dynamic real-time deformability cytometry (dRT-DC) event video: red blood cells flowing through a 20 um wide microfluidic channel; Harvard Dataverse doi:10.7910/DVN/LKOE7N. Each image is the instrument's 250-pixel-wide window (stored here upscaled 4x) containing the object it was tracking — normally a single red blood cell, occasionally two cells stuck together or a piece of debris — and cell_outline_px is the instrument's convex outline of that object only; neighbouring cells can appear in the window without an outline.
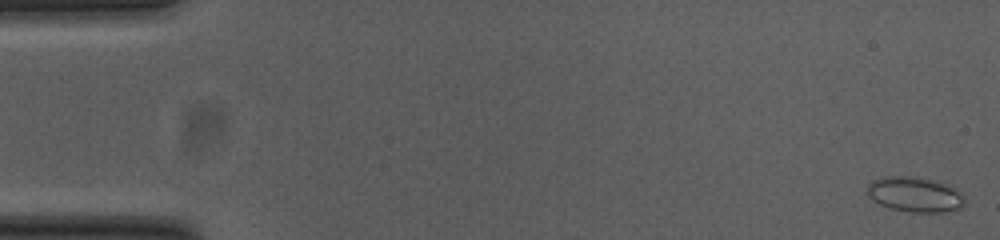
{"species": "common noctule bat (a hibernating species)", "species_latin": "Nyctalus noctula", "temperature_condition": "cold", "stored_images_in_passage": 14, "camera_frame_rate_fps": 3000, "um_per_image_px": 0.085, "animal": {"sex": "female", "body_mass_g": 23.0, "forearm_length_mm": 53.4}, "frame": {"image": 1, "passage_image": 1, "time_ms": 0.0, "image_size_px": [1000, 240], "cell_outline_px": [[964, 204], [960, 208], [944, 212], [908, 212], [888, 208], [880, 204], [868, 196], [864, 192], [868, 184], [872, 180], [884, 176], [912, 176], [932, 180], [948, 184], [960, 192], [964, 196]], "centroid_in_image_um": [77.72, 16.52], "position_along_channel_um": 7.3, "area_um2": 20.17}}